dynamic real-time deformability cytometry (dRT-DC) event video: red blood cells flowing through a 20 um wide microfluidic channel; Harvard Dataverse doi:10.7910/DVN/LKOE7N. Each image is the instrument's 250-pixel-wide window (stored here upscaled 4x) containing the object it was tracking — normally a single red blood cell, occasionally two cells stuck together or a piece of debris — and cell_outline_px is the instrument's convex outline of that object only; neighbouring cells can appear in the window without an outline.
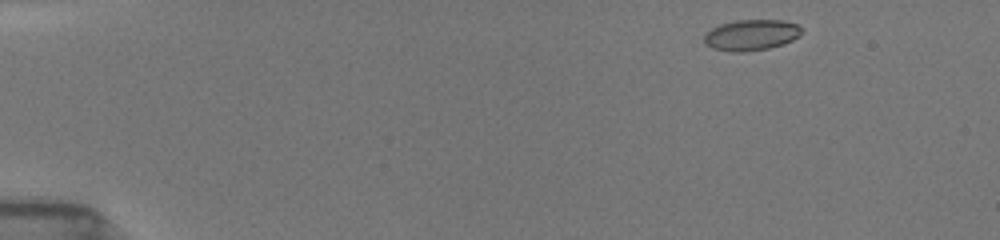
{"species": "common noctule bat (a hibernating species)", "species_latin": "Nyctalus noctula", "temperature_condition": "room temperature", "stored_images_in_passage": 47, "camera_frame_rate_fps": 3000, "um_per_image_px": 0.085, "animal": {"sex": "female", "body_mass_g": 19.5, "forearm_length_mm": 54.1}, "frame": {"image": 1, "passage_image": 1, "time_ms": 0.0, "image_size_px": [1000, 240], "cell_outline_px": [[804, 28], [800, 36], [784, 44], [768, 48], [744, 52], [728, 52], [712, 48], [704, 44], [704, 36], [712, 28], [720, 24], [736, 20], [784, 20], [796, 24]], "centroid_in_image_um": [63.87, 2.98], "position_along_channel_um": 21.1, "area_um2": 17.74}}
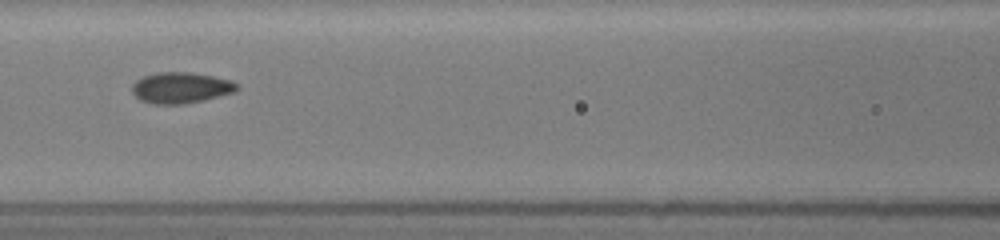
{"frame": {"image": 2, "passage_image": 19, "time_ms": 6.0, "image_size_px": [1000, 240], "cell_outline_px": [[240, 88], [236, 92], [200, 100], [180, 104], [156, 104], [140, 100], [132, 92], [132, 84], [136, 80], [144, 76], [156, 72], [192, 72], [232, 80], [240, 84]], "centroid_in_image_um": [15.4, 7.44], "position_along_channel_um": 151.2, "area_um2": 18.96}}
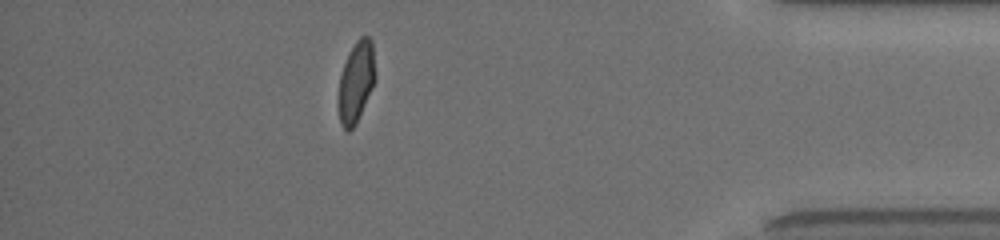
{"frame": {"image": 3, "passage_image": 41, "time_ms": 13.333, "image_size_px": [1000, 240], "cell_outline_px": [[376, 80], [356, 124], [348, 132], [340, 124], [340, 76], [348, 52], [356, 40], [360, 36], [368, 36], [372, 40], [376, 72]], "centroid_in_image_um": [30.31, 6.9], "position_along_channel_um": 404.9, "area_um2": 17.28}, "authors_computed_cell_mechanics": {"area_um2": 17.7446, "velocity_mm_per_s": 3.9628, "shape_relaxation_time_tau1_ms": 3.7908, "shape_relaxation_time_tau2_ms": 0.6257, "deformation_change_tau1": 0.1329, "deformation_change_tau2": 0.0499}}